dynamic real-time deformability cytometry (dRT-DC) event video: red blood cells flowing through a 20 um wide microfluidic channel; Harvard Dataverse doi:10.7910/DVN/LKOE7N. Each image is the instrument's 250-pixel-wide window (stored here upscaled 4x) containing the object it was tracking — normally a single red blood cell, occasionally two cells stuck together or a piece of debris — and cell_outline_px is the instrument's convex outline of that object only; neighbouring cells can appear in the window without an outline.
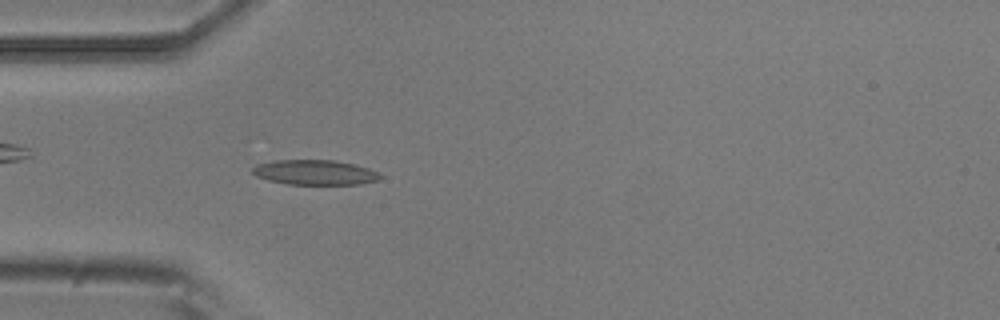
{"species": "common noctule bat (a hibernating species)", "species_latin": "Nyctalus noctula", "temperature_condition": "room temperature", "stored_images_in_passage": 41, "camera_frame_rate_fps": 3000, "um_per_image_px": 0.085, "animal": {"sex": "male", "body_mass_g": 20.5, "forearm_length_mm": 52.5}, "frame": {"image": 1, "passage_image": 3, "time_ms": 0.667, "image_size_px": [1000, 320], "cell_outline_px": [[380, 176], [376, 180], [360, 184], [288, 184], [268, 180], [256, 176], [252, 172], [252, 168], [256, 164], [272, 160], [332, 160], [352, 164], [368, 168], [376, 172]], "centroid_in_image_um": [26.68, 14.65], "position_along_channel_um": 58.3, "area_um2": 18.32}}
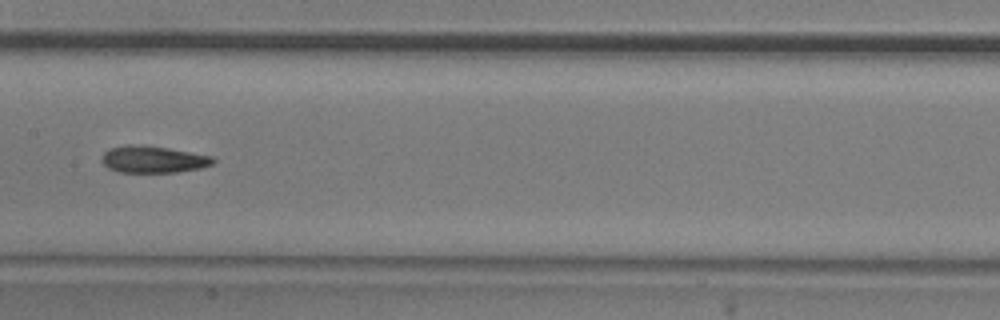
{"frame": {"image": 2, "passage_image": 14, "time_ms": 4.333, "image_size_px": [1000, 320], "cell_outline_px": [[216, 160], [212, 164], [200, 168], [180, 172], [120, 172], [108, 168], [104, 164], [104, 152], [108, 148], [128, 144], [140, 144], [168, 148], [212, 156]], "centroid_in_image_um": [13.03, 13.54], "position_along_channel_um": 194.4, "area_um2": 17.4}}
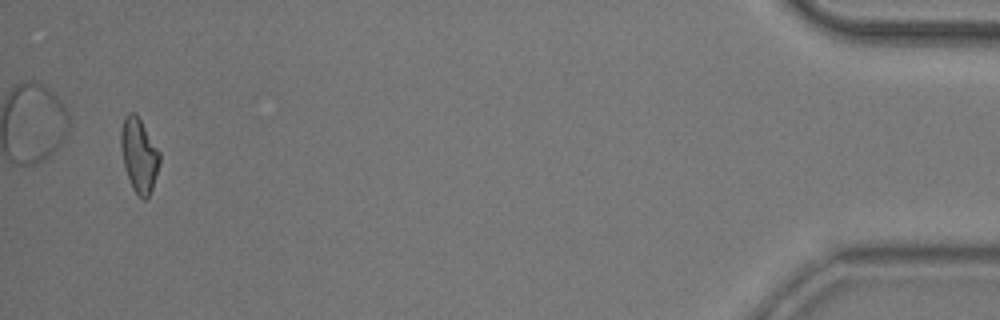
{"frame": {"image": 3, "passage_image": 39, "time_ms": 12.667, "image_size_px": [1000, 320], "cell_outline_px": [[160, 164], [152, 188], [148, 196], [144, 200], [132, 188], [124, 164], [120, 148], [120, 132], [124, 116], [128, 112], [136, 112], [160, 152]], "centroid_in_image_um": [11.81, 13.14], "position_along_channel_um": 423.4, "area_um2": 16.7}, "authors_computed_cell_mechanics": {"area_um2": 16.9932, "velocity_mm_per_s": 3.7515, "shape_relaxation_time_tau1_ms": 6.632, "shape_relaxation_time_tau2_ms": null, "deformation_change_tau1": 0.1694, "deformation_change_tau2": null}}